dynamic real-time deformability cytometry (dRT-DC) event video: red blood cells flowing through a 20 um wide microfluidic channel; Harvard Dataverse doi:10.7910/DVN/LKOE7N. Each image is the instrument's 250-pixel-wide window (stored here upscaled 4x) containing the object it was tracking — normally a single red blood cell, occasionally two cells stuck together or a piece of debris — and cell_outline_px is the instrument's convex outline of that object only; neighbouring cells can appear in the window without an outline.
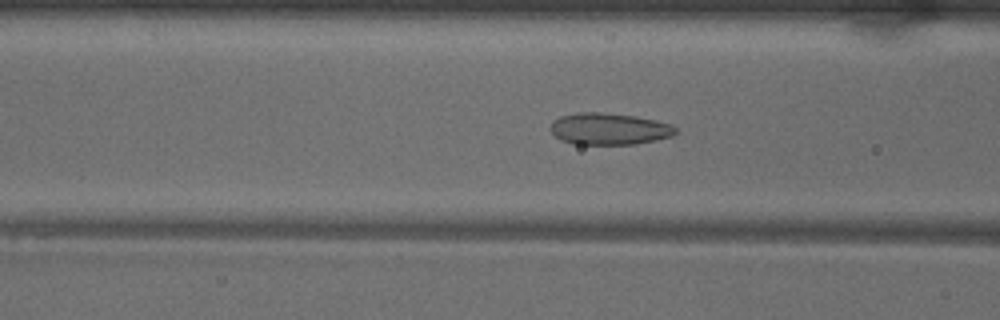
{"species": "common noctule bat (a hibernating species)", "species_latin": "Nyctalus noctula", "temperature_condition": "warm", "stored_images_in_passage": 49, "camera_frame_rate_fps": 3000, "um_per_image_px": 0.085, "animal": {"sex": "male", "body_mass_g": 18.8}, "frame": {"image": 1, "passage_image": 18, "time_ms": 5.667, "image_size_px": [1000, 320], "cell_outline_px": [[676, 132], [672, 136], [656, 140], [636, 144], [572, 144], [560, 140], [548, 128], [552, 120], [560, 116], [576, 112], [600, 112], [636, 116], [656, 120], [672, 124], [676, 128]], "centroid_in_image_um": [51.74, 10.95], "position_along_channel_um": 114.9, "area_um2": 23.41}}
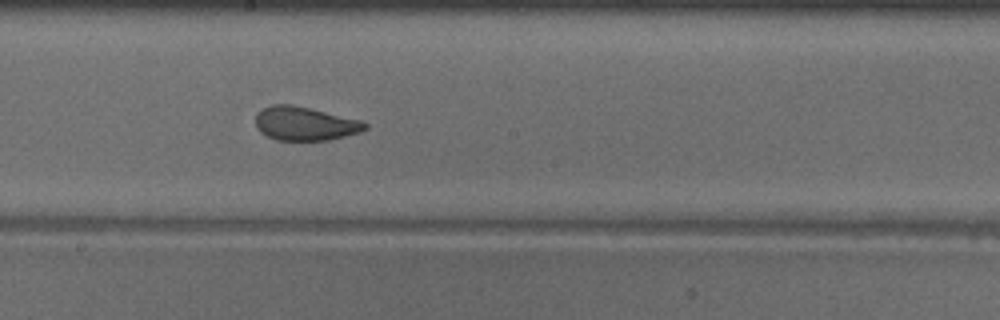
{"frame": {"image": 2, "passage_image": 26, "time_ms": 8.333, "image_size_px": [1000, 320], "cell_outline_px": [[368, 128], [360, 132], [328, 140], [276, 140], [260, 132], [256, 124], [256, 112], [272, 104], [292, 104], [360, 120], [368, 124]], "centroid_in_image_um": [25.9, 10.5], "position_along_channel_um": 222.3, "area_um2": 21.39}}
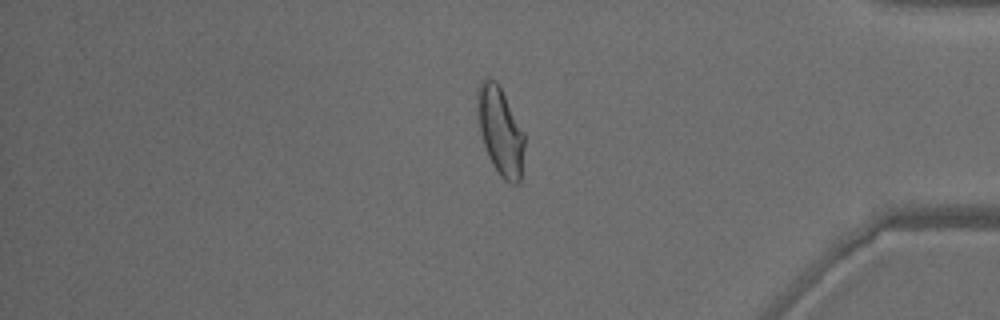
{"frame": {"image": 3, "passage_image": 41, "time_ms": 13.333, "image_size_px": [1000, 320], "cell_outline_px": [[524, 148], [520, 180], [516, 184], [508, 184], [500, 176], [492, 164], [488, 156], [480, 132], [476, 108], [476, 92], [480, 84], [488, 76], [496, 80], [500, 84], [524, 132]], "centroid_in_image_um": [42.52, 11.1], "position_along_channel_um": 392.7, "area_um2": 24.51}, "authors_computed_cell_mechanics": {"area_um2": 24.3338, "velocity_mm_per_s": 4.0243, "shape_relaxation_time_tau1_ms": 7.775, "shape_relaxation_time_tau2_ms": 1.023, "deformation_change_tau1": 0.2007, "deformation_change_tau2": 0.071}}